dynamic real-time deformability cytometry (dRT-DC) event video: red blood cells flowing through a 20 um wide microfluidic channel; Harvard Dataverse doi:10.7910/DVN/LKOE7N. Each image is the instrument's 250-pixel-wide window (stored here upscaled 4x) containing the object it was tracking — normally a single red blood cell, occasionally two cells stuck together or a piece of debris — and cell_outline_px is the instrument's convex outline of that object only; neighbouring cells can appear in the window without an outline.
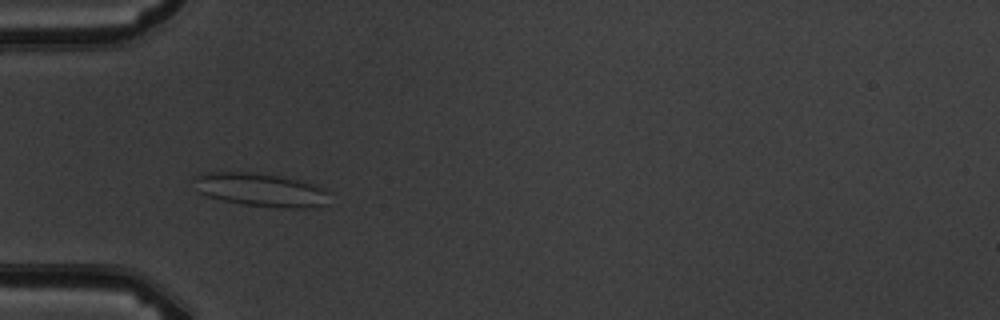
{"species": "common noctule bat (a hibernating species)", "species_latin": "Nyctalus noctula", "temperature_condition": "warm", "stored_images_in_passage": 4, "camera_frame_rate_fps": 3000, "um_per_image_px": 0.085, "animal": {"sex": "male", "body_mass_g": 19.5, "forearm_length_mm": 54.6}, "frame": {"image": 1, "passage_image": 3, "time_ms": 3.0, "image_size_px": [1000, 320], "cell_outline_px": [[324, 204], [304, 208], [276, 208], [240, 204], [208, 196], [200, 192], [192, 180], [192, 176], [208, 172], [248, 172], [280, 176], [300, 180], [312, 184], [320, 188], [324, 192]], "centroid_in_image_um": [22.04, 16.13], "position_along_channel_um": 63.0, "area_um2": 25.84}}
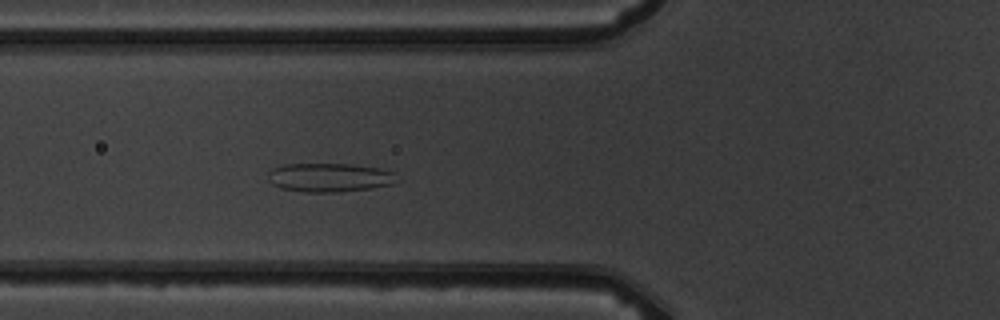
{"frame": {"image": 2, "passage_image": 4, "time_ms": 4.0, "image_size_px": [1000, 320], "cell_outline_px": [[400, 180], [392, 184], [372, 188], [340, 192], [304, 192], [280, 188], [272, 184], [268, 180], [268, 172], [272, 168], [284, 164], [352, 164], [380, 168], [396, 172]], "centroid_in_image_um": [28.04, 15.08], "position_along_channel_um": 97.8, "area_um2": 22.02}}